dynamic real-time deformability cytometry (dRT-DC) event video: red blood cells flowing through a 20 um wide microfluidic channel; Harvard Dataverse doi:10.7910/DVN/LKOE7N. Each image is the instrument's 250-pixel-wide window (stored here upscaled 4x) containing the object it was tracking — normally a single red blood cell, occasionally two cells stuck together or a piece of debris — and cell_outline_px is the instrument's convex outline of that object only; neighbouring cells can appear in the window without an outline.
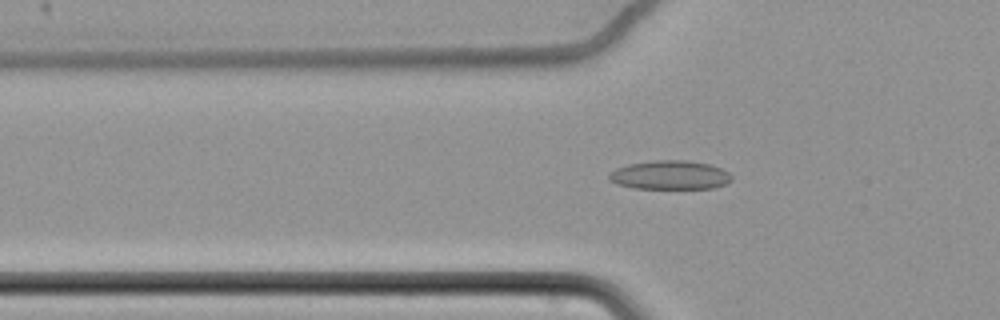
{"species": "common noctule bat (a hibernating species)", "species_latin": "Nyctalus noctula", "temperature_condition": "cold", "stored_images_in_passage": 54, "camera_frame_rate_fps": 3000, "um_per_image_px": 0.085, "animal": {"sex": "female", "body_mass_g": 22.7, "forearm_length_mm": 54.2}, "frame": {"image": 1, "passage_image": 20, "time_ms": 6.333, "image_size_px": [1000, 320], "cell_outline_px": [[732, 180], [728, 184], [712, 188], [632, 188], [616, 184], [608, 180], [608, 172], [616, 168], [628, 164], [652, 160], [688, 160], [708, 164], [720, 168], [728, 172], [732, 176]], "centroid_in_image_um": [56.92, 14.88], "position_along_channel_um": 68.9, "area_um2": 20.87}}
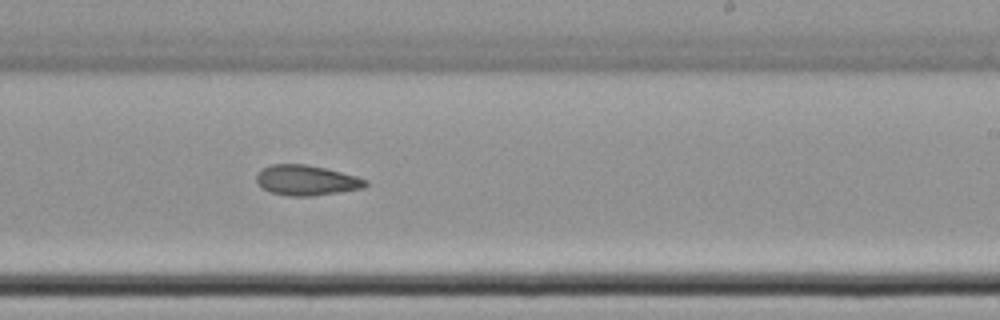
{"frame": {"image": 2, "passage_image": 37, "time_ms": 12.0, "image_size_px": [1000, 320], "cell_outline_px": [[368, 184], [364, 188], [340, 192], [312, 196], [288, 196], [272, 192], [264, 188], [256, 180], [256, 176], [260, 168], [272, 164], [304, 164], [324, 168], [356, 176], [368, 180]], "centroid_in_image_um": [26.05, 15.32], "position_along_channel_um": 262.9, "area_um2": 19.13}}
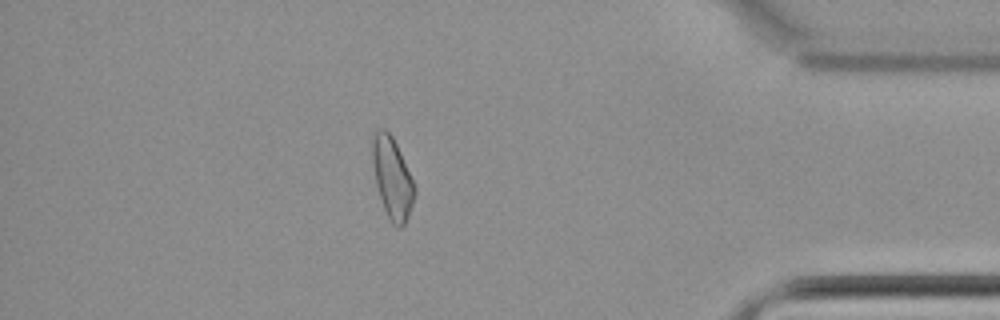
{"frame": {"image": 3, "passage_image": 52, "time_ms": 17.0, "image_size_px": [1000, 320], "cell_outline_px": [[416, 192], [408, 216], [404, 224], [400, 228], [396, 228], [388, 220], [376, 184], [372, 164], [372, 136], [376, 128], [384, 128], [392, 136], [400, 152], [416, 188]], "centroid_in_image_um": [33.32, 15.13], "position_along_channel_um": 401.9, "area_um2": 19.94}}